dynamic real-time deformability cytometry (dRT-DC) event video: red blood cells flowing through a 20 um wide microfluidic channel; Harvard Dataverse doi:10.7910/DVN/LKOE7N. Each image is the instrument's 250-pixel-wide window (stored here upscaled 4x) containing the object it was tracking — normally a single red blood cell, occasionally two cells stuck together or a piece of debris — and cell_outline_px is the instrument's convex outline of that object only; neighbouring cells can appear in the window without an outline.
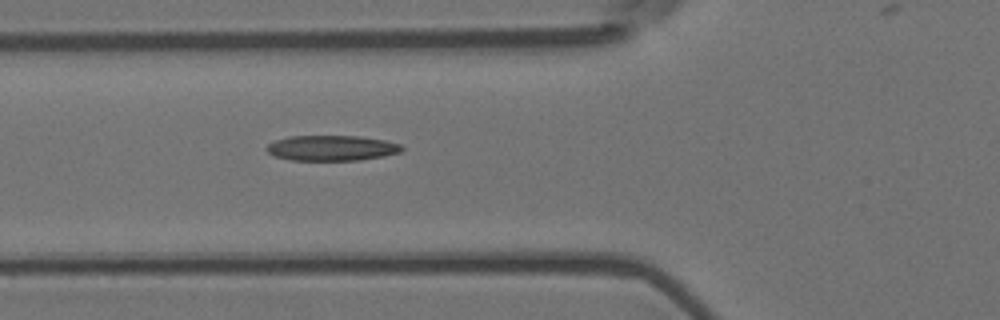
{"species": "Egyptian fruit bat (a non-hibernating species)", "species_latin": "Rousettus aegyptiacus", "temperature_condition": "room temperature", "stored_images_in_passage": 6, "camera_frame_rate_fps": 3000, "um_per_image_px": 0.085, "animal": {"sex": "female"}, "frame": {"image": 1, "passage_image": 6, "time_ms": 1.667, "image_size_px": [1000, 320], "cell_outline_px": [[404, 148], [400, 152], [384, 156], [360, 160], [292, 160], [276, 156], [268, 152], [264, 148], [268, 144], [276, 140], [288, 136], [360, 136], [384, 140], [400, 144]], "centroid_in_image_um": [28.19, 12.58], "position_along_channel_um": 97.6, "area_um2": 19.94}}